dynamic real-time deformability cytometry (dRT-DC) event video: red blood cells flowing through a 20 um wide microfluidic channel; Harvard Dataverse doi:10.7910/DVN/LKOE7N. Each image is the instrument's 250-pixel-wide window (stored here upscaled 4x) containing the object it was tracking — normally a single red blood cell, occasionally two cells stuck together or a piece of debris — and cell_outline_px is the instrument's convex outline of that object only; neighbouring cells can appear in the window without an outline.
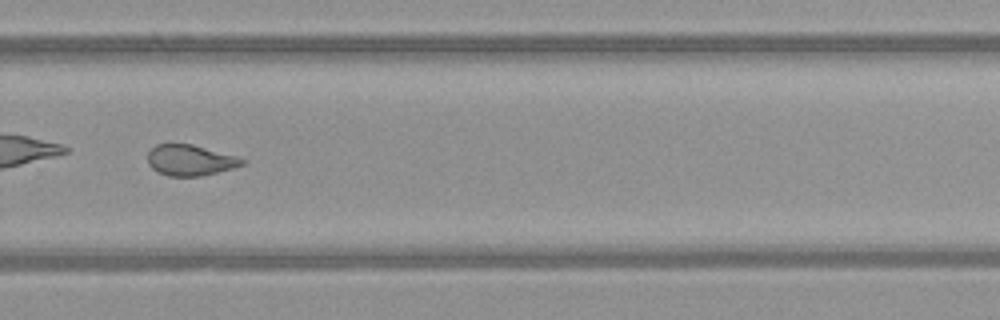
{"species": "common noctule bat (a hibernating species)", "species_latin": "Nyctalus noctula", "temperature_condition": "warm", "stored_images_in_passage": 49, "camera_frame_rate_fps": 3000, "um_per_image_px": 0.085, "animal": {"sex": "female", "body_mass_g": 21.9}, "frame": {"image": 1, "passage_image": 35, "time_ms": 11.333, "image_size_px": [1000, 320], "cell_outline_px": [[248, 160], [244, 164], [232, 168], [200, 176], [168, 176], [156, 172], [148, 164], [148, 152], [156, 144], [192, 144], [236, 156]], "centroid_in_image_um": [16.15, 13.62], "position_along_channel_um": 313.6, "area_um2": 16.94}, "authors_computed_cell_mechanics": {"area_um2": 19.2474, "velocity_mm_per_s": 4.0983, "shape_relaxation_time_tau1_ms": null, "shape_relaxation_time_tau2_ms": 1.5953, "deformation_change_tau1": null, "deformation_change_tau2": 0.0821}}